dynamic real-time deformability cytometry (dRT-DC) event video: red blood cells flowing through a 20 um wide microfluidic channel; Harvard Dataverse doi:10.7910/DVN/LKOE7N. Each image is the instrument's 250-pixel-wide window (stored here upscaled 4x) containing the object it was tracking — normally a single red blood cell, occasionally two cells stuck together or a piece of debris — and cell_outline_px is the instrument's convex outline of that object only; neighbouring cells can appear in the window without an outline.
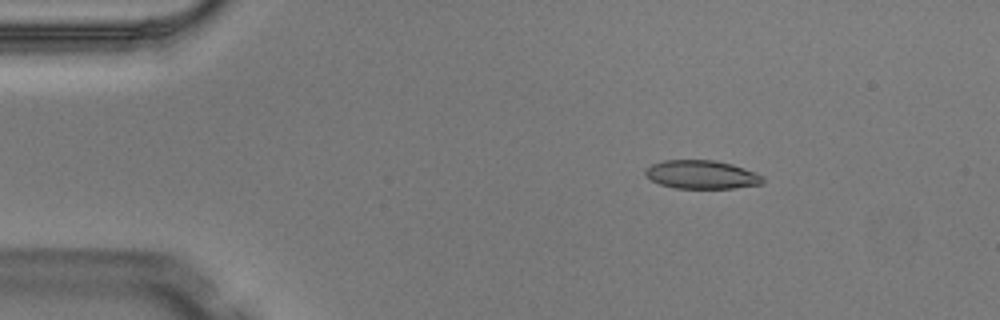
{"species": "Egyptian fruit bat (a non-hibernating species)", "species_latin": "Rousettus aegyptiacus", "temperature_condition": "warm", "stored_images_in_passage": 5, "camera_frame_rate_fps": 3000, "um_per_image_px": 0.085, "animal": {"sex": "male"}, "frame": {"image": 1, "passage_image": 3, "time_ms": 0.667, "image_size_px": [1000, 320], "cell_outline_px": [[764, 184], [732, 188], [676, 188], [660, 184], [652, 180], [644, 172], [644, 168], [652, 164], [664, 160], [716, 160], [732, 164], [756, 172], [764, 176]], "centroid_in_image_um": [59.67, 14.83], "position_along_channel_um": 25.3, "area_um2": 19.59}}
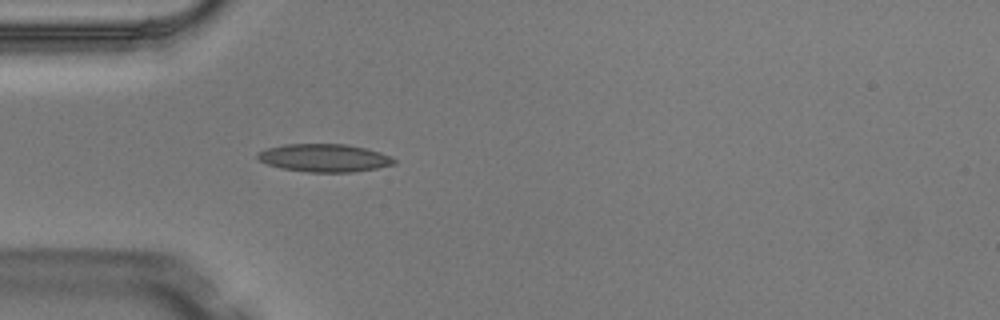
{"frame": {"image": 2, "passage_image": 5, "time_ms": 1.333, "image_size_px": [1000, 320], "cell_outline_px": [[396, 164], [376, 168], [352, 172], [308, 172], [280, 168], [268, 164], [260, 160], [256, 156], [256, 152], [268, 148], [284, 144], [348, 144], [380, 152], [396, 160]], "centroid_in_image_um": [27.54, 13.42], "position_along_channel_um": 57.5, "area_um2": 22.14}}